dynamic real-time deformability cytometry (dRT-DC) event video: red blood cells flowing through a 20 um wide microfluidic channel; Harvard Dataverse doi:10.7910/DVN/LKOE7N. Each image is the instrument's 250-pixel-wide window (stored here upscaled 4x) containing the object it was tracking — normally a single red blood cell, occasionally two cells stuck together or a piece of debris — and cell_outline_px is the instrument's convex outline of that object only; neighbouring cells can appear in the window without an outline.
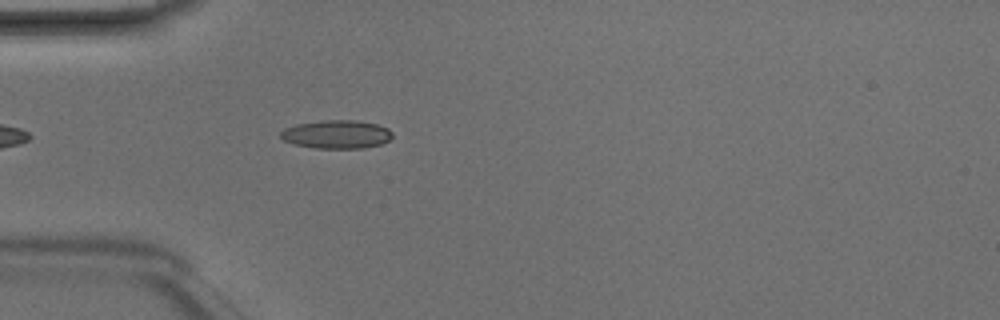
{"species": "Egyptian fruit bat (a non-hibernating species)", "species_latin": "Rousettus aegyptiacus", "temperature_condition": "room temperature", "stored_images_in_passage": 1, "camera_frame_rate_fps": 3000, "um_per_image_px": 0.085, "animal": {"sex": "male"}, "frame": {"image": 1, "passage_image": 1, "time_ms": 0.0, "image_size_px": [1000, 320], "cell_outline_px": [[392, 136], [388, 140], [380, 144], [364, 148], [316, 148], [292, 144], [284, 140], [280, 136], [280, 132], [284, 128], [296, 124], [324, 120], [356, 120], [376, 124], [388, 128], [392, 132]], "centroid_in_image_um": [28.59, 11.41], "position_along_channel_um": 56.4, "area_um2": 18.5}}